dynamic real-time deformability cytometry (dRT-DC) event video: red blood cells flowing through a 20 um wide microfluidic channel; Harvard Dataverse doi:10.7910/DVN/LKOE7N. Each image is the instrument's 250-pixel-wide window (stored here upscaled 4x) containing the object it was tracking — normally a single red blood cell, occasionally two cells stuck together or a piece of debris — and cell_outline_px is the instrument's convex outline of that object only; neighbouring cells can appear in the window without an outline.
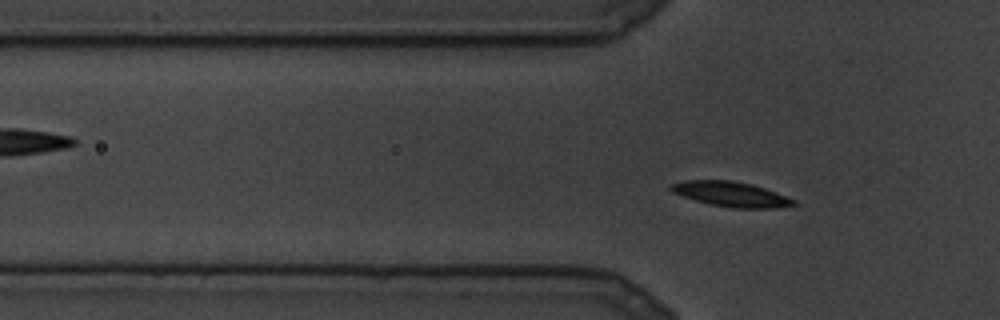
{"species": "common noctule bat (a hibernating species)", "species_latin": "Nyctalus noctula", "temperature_condition": "cold", "stored_images_in_passage": 78, "camera_frame_rate_fps": 3000, "um_per_image_px": 0.085, "animal": {"sex": "male", "body_mass_g": 19.5, "forearm_length_mm": 54.6}, "frame": {"image": 1, "passage_image": 21, "time_ms": 6.667, "image_size_px": [1000, 320], "cell_outline_px": [[800, 204], [776, 208], [732, 208], [712, 204], [696, 200], [672, 192], [668, 188], [672, 184], [684, 180], [732, 180], [752, 184], [776, 192], [796, 200]], "centroid_in_image_um": [62.18, 16.5], "position_along_channel_um": 63.6, "area_um2": 17.8}}
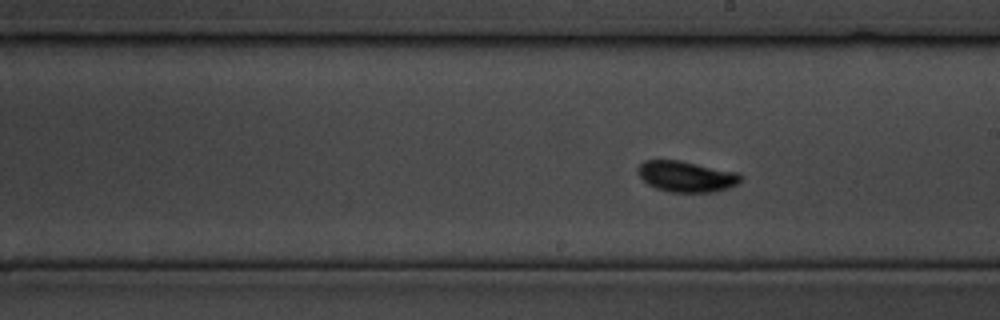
{"frame": {"image": 2, "passage_image": 48, "time_ms": 15.667, "image_size_px": [1000, 320], "cell_outline_px": [[740, 180], [736, 184], [728, 188], [712, 192], [668, 192], [656, 188], [648, 184], [640, 176], [636, 168], [644, 160], [680, 160], [740, 172]], "centroid_in_image_um": [58.33, 14.99], "position_along_channel_um": 230.7, "area_um2": 18.55}}
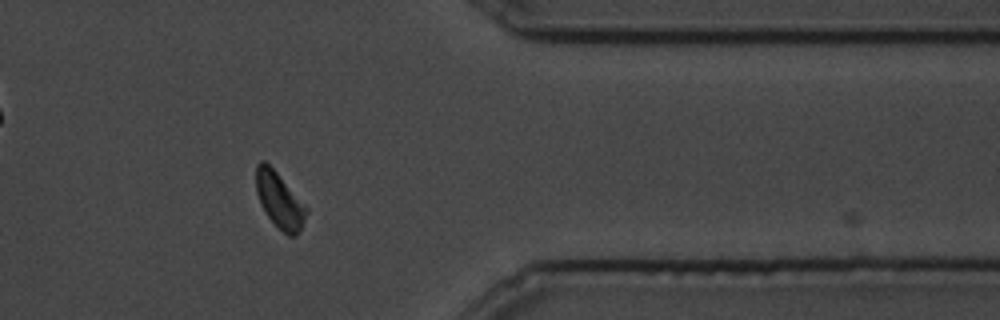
{"frame": {"image": 3, "passage_image": 75, "time_ms": 24.667, "image_size_px": [1000, 320], "cell_outline_px": [[308, 212], [296, 236], [288, 236], [268, 216], [260, 204], [256, 192], [256, 164], [260, 160], [264, 160], [276, 172], [308, 208]], "centroid_in_image_um": [23.74, 17.0], "position_along_channel_um": 387.7, "area_um2": 15.95}}